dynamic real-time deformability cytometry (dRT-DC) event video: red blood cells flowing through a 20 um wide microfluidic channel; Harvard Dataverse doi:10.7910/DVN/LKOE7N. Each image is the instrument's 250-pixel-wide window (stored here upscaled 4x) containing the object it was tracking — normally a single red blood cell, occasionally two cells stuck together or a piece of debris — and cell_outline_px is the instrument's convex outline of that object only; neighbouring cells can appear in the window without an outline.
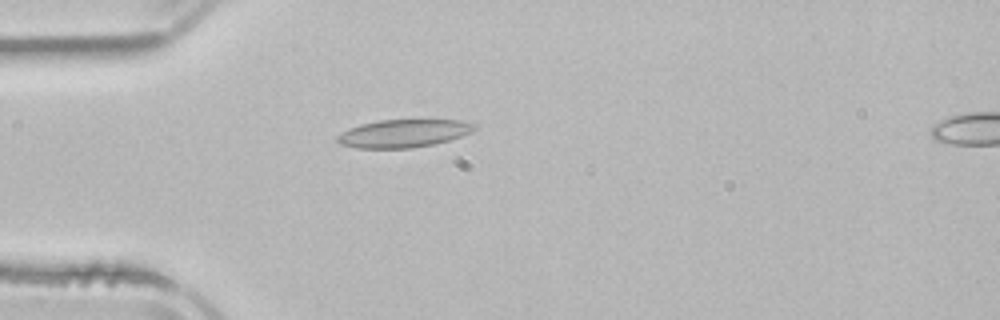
{"species": "common noctule bat (a hibernating species)", "species_latin": "Nyctalus noctula", "temperature_condition": "room temperature", "stored_images_in_passage": 4, "camera_frame_rate_fps": 3000, "um_per_image_px": 0.085, "animal": {"sex": "male", "body_mass_g": 21.5, "forearm_length_mm": 52.0}, "frame": {"image": 1, "passage_image": 3, "time_ms": 3.0, "image_size_px": [1000, 320], "cell_outline_px": [[480, 124], [472, 132], [436, 144], [412, 148], [356, 148], [340, 144], [336, 140], [336, 136], [348, 128], [360, 124], [380, 120], [460, 120]], "centroid_in_image_um": [34.31, 11.34], "position_along_channel_um": 50.7, "area_um2": 22.48}}